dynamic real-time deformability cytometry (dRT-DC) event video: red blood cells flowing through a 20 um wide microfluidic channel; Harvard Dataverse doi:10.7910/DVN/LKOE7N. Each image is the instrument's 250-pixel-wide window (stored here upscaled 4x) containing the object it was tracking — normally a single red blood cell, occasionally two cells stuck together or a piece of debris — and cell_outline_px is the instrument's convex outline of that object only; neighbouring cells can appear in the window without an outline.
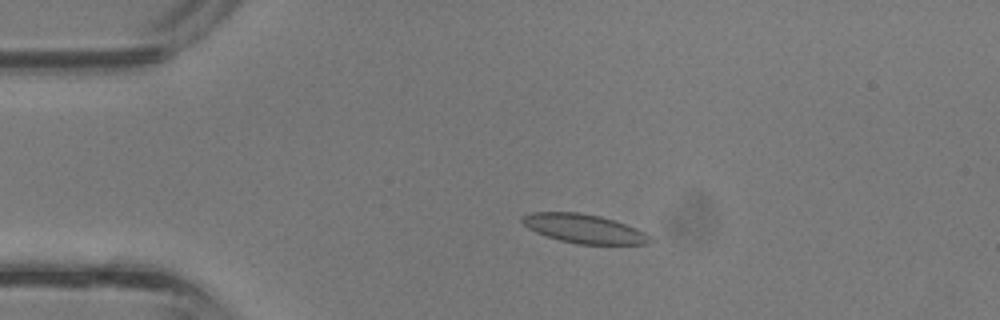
{"species": "common noctule bat (a hibernating species)", "species_latin": "Nyctalus noctula", "temperature_condition": "room temperature", "stored_images_in_passage": 36, "camera_frame_rate_fps": 3000, "um_per_image_px": 0.085, "animal": {"sex": "male", "body_mass_g": 13.3}, "frame": {"image": 1, "passage_image": 6, "time_ms": 1.667, "image_size_px": [1000, 320], "cell_outline_px": [[652, 240], [648, 244], [576, 244], [560, 240], [536, 232], [528, 228], [520, 220], [520, 216], [532, 212], [580, 212], [600, 216], [636, 228], [644, 232]], "centroid_in_image_um": [49.59, 19.43], "position_along_channel_um": 35.4, "area_um2": 21.39}}
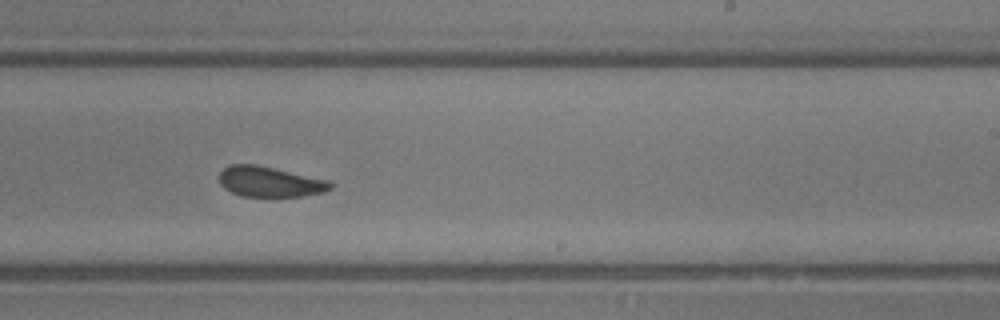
{"frame": {"image": 2, "passage_image": 21, "time_ms": 6.667, "image_size_px": [1000, 320], "cell_outline_px": [[332, 188], [324, 192], [304, 196], [244, 196], [232, 192], [224, 188], [220, 184], [220, 172], [228, 164], [256, 164], [328, 180], [332, 184]], "centroid_in_image_um": [22.92, 15.44], "position_along_channel_um": 266.1, "area_um2": 19.54}}
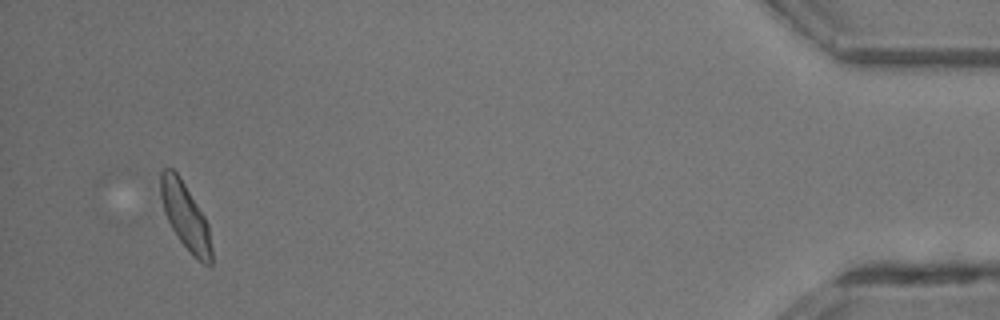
{"frame": {"image": 3, "passage_image": 34, "time_ms": 11.0, "image_size_px": [1000, 320], "cell_outline_px": [[212, 264], [204, 264], [196, 260], [192, 256], [180, 240], [172, 228], [164, 212], [160, 196], [160, 172], [164, 168], [172, 168], [176, 172], [184, 184], [204, 216], [208, 224], [212, 248]], "centroid_in_image_um": [15.76, 18.41], "position_along_channel_um": 419.4, "area_um2": 19.59}}